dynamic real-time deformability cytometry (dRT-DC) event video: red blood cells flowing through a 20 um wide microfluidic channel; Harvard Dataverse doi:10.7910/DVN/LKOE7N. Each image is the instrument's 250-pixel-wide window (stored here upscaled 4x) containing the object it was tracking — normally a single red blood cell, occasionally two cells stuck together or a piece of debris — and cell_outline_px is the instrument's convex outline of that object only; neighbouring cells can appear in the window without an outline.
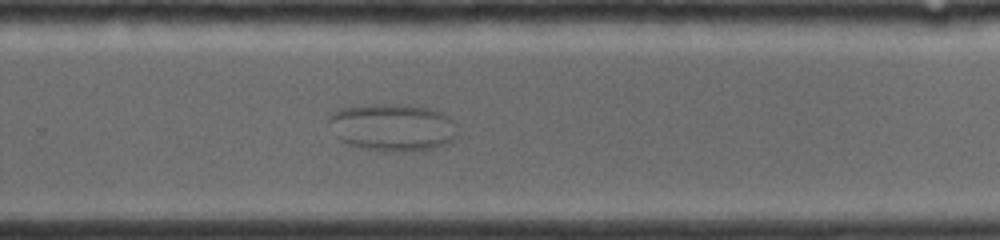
{"species": "common noctule bat (a hibernating species)", "species_latin": "Nyctalus noctula", "temperature_condition": "room temperature", "stored_images_in_passage": 60, "segment_of_instrument_passage": [2, 2], "camera_frame_rate_fps": 4000, "um_per_image_px": 0.085, "animal": {"sex": "female", "body_mass_g": 19.0, "forearm_length_mm": 56.7}, "frame": {"image": 1, "passage_image": 42, "time_ms": 10.75, "image_size_px": [1000, 240], "cell_outline_px": [[456, 136], [452, 140], [444, 144], [432, 148], [364, 148], [348, 144], [340, 140], [336, 136], [456, 132]], "centroid_in_image_um": [33.96, 11.93], "position_along_channel_um": 295.8, "area_um2": 10.46}}